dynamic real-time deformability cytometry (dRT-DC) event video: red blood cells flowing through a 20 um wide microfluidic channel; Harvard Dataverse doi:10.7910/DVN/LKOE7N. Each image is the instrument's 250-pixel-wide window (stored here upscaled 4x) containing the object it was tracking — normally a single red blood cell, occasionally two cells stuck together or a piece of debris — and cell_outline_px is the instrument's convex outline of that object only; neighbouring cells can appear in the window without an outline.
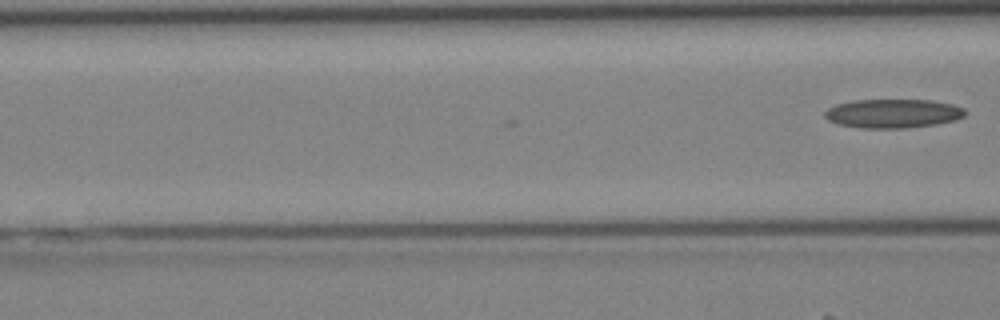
{"species": "Egyptian fruit bat (a non-hibernating species)", "species_latin": "Rousettus aegyptiacus", "temperature_condition": "cold", "stored_images_in_passage": 3, "camera_frame_rate_fps": 3000, "um_per_image_px": 0.085, "animal": {"sex": "female"}, "frame": {"image": 1, "passage_image": 3, "time_ms": 0.667, "image_size_px": [1000, 320], "cell_outline_px": [[964, 116], [956, 120], [936, 124], [904, 128], [860, 128], [840, 124], [828, 120], [824, 116], [824, 112], [828, 108], [836, 104], [852, 100], [932, 100], [952, 104], [964, 108]], "centroid_in_image_um": [75.89, 9.64], "position_along_channel_um": 90.7, "area_um2": 23.64}}